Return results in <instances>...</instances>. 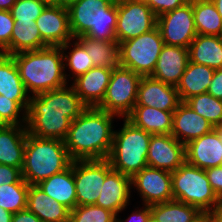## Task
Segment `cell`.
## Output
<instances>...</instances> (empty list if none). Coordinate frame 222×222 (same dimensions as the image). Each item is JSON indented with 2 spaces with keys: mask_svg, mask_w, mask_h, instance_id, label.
Instances as JSON below:
<instances>
[{
  "mask_svg": "<svg viewBox=\"0 0 222 222\" xmlns=\"http://www.w3.org/2000/svg\"><path fill=\"white\" fill-rule=\"evenodd\" d=\"M27 127L0 125V164L22 169Z\"/></svg>",
  "mask_w": 222,
  "mask_h": 222,
  "instance_id": "cell-22",
  "label": "cell"
},
{
  "mask_svg": "<svg viewBox=\"0 0 222 222\" xmlns=\"http://www.w3.org/2000/svg\"><path fill=\"white\" fill-rule=\"evenodd\" d=\"M185 162L200 169L222 166V125L185 145Z\"/></svg>",
  "mask_w": 222,
  "mask_h": 222,
  "instance_id": "cell-14",
  "label": "cell"
},
{
  "mask_svg": "<svg viewBox=\"0 0 222 222\" xmlns=\"http://www.w3.org/2000/svg\"><path fill=\"white\" fill-rule=\"evenodd\" d=\"M12 222H42L34 213L27 208L13 214Z\"/></svg>",
  "mask_w": 222,
  "mask_h": 222,
  "instance_id": "cell-45",
  "label": "cell"
},
{
  "mask_svg": "<svg viewBox=\"0 0 222 222\" xmlns=\"http://www.w3.org/2000/svg\"><path fill=\"white\" fill-rule=\"evenodd\" d=\"M197 34L222 36V18L211 0L192 2Z\"/></svg>",
  "mask_w": 222,
  "mask_h": 222,
  "instance_id": "cell-32",
  "label": "cell"
},
{
  "mask_svg": "<svg viewBox=\"0 0 222 222\" xmlns=\"http://www.w3.org/2000/svg\"><path fill=\"white\" fill-rule=\"evenodd\" d=\"M49 47L41 38L35 21H15L10 38V55Z\"/></svg>",
  "mask_w": 222,
  "mask_h": 222,
  "instance_id": "cell-29",
  "label": "cell"
},
{
  "mask_svg": "<svg viewBox=\"0 0 222 222\" xmlns=\"http://www.w3.org/2000/svg\"><path fill=\"white\" fill-rule=\"evenodd\" d=\"M207 93L222 100V68L215 70Z\"/></svg>",
  "mask_w": 222,
  "mask_h": 222,
  "instance_id": "cell-43",
  "label": "cell"
},
{
  "mask_svg": "<svg viewBox=\"0 0 222 222\" xmlns=\"http://www.w3.org/2000/svg\"><path fill=\"white\" fill-rule=\"evenodd\" d=\"M213 129L205 118L198 115L185 102H181L173 112L171 135L184 145Z\"/></svg>",
  "mask_w": 222,
  "mask_h": 222,
  "instance_id": "cell-20",
  "label": "cell"
},
{
  "mask_svg": "<svg viewBox=\"0 0 222 222\" xmlns=\"http://www.w3.org/2000/svg\"><path fill=\"white\" fill-rule=\"evenodd\" d=\"M123 120V127L114 131L107 160L113 170L132 177L148 167L147 154L152 134L134 126L126 118Z\"/></svg>",
  "mask_w": 222,
  "mask_h": 222,
  "instance_id": "cell-6",
  "label": "cell"
},
{
  "mask_svg": "<svg viewBox=\"0 0 222 222\" xmlns=\"http://www.w3.org/2000/svg\"><path fill=\"white\" fill-rule=\"evenodd\" d=\"M76 39L85 47L94 67L113 69L119 65L117 41L95 40L85 36Z\"/></svg>",
  "mask_w": 222,
  "mask_h": 222,
  "instance_id": "cell-31",
  "label": "cell"
},
{
  "mask_svg": "<svg viewBox=\"0 0 222 222\" xmlns=\"http://www.w3.org/2000/svg\"><path fill=\"white\" fill-rule=\"evenodd\" d=\"M157 26V16L144 0H117V43L128 41Z\"/></svg>",
  "mask_w": 222,
  "mask_h": 222,
  "instance_id": "cell-10",
  "label": "cell"
},
{
  "mask_svg": "<svg viewBox=\"0 0 222 222\" xmlns=\"http://www.w3.org/2000/svg\"><path fill=\"white\" fill-rule=\"evenodd\" d=\"M157 28L164 44L189 48L197 35L192 3H185L158 16Z\"/></svg>",
  "mask_w": 222,
  "mask_h": 222,
  "instance_id": "cell-12",
  "label": "cell"
},
{
  "mask_svg": "<svg viewBox=\"0 0 222 222\" xmlns=\"http://www.w3.org/2000/svg\"><path fill=\"white\" fill-rule=\"evenodd\" d=\"M222 18V0H211Z\"/></svg>",
  "mask_w": 222,
  "mask_h": 222,
  "instance_id": "cell-50",
  "label": "cell"
},
{
  "mask_svg": "<svg viewBox=\"0 0 222 222\" xmlns=\"http://www.w3.org/2000/svg\"><path fill=\"white\" fill-rule=\"evenodd\" d=\"M181 103L175 86L151 76L140 80L135 106H150L163 111H174Z\"/></svg>",
  "mask_w": 222,
  "mask_h": 222,
  "instance_id": "cell-17",
  "label": "cell"
},
{
  "mask_svg": "<svg viewBox=\"0 0 222 222\" xmlns=\"http://www.w3.org/2000/svg\"><path fill=\"white\" fill-rule=\"evenodd\" d=\"M0 95L17 101L26 111L29 107L28 95L12 55L0 53Z\"/></svg>",
  "mask_w": 222,
  "mask_h": 222,
  "instance_id": "cell-23",
  "label": "cell"
},
{
  "mask_svg": "<svg viewBox=\"0 0 222 222\" xmlns=\"http://www.w3.org/2000/svg\"><path fill=\"white\" fill-rule=\"evenodd\" d=\"M210 215L212 222H222V197L219 198L214 211Z\"/></svg>",
  "mask_w": 222,
  "mask_h": 222,
  "instance_id": "cell-46",
  "label": "cell"
},
{
  "mask_svg": "<svg viewBox=\"0 0 222 222\" xmlns=\"http://www.w3.org/2000/svg\"><path fill=\"white\" fill-rule=\"evenodd\" d=\"M37 186L70 211L77 206L73 161L67 169L39 182Z\"/></svg>",
  "mask_w": 222,
  "mask_h": 222,
  "instance_id": "cell-26",
  "label": "cell"
},
{
  "mask_svg": "<svg viewBox=\"0 0 222 222\" xmlns=\"http://www.w3.org/2000/svg\"><path fill=\"white\" fill-rule=\"evenodd\" d=\"M72 161L64 140L39 138L27 133L21 172L29 185H37L67 169Z\"/></svg>",
  "mask_w": 222,
  "mask_h": 222,
  "instance_id": "cell-5",
  "label": "cell"
},
{
  "mask_svg": "<svg viewBox=\"0 0 222 222\" xmlns=\"http://www.w3.org/2000/svg\"><path fill=\"white\" fill-rule=\"evenodd\" d=\"M26 112L17 101L0 95V125L25 126ZM21 114L23 116H21Z\"/></svg>",
  "mask_w": 222,
  "mask_h": 222,
  "instance_id": "cell-37",
  "label": "cell"
},
{
  "mask_svg": "<svg viewBox=\"0 0 222 222\" xmlns=\"http://www.w3.org/2000/svg\"><path fill=\"white\" fill-rule=\"evenodd\" d=\"M144 208H138L135 212H132V214L126 219L121 220L119 219V216H117L116 222H148V219L151 216V210L150 205H144Z\"/></svg>",
  "mask_w": 222,
  "mask_h": 222,
  "instance_id": "cell-44",
  "label": "cell"
},
{
  "mask_svg": "<svg viewBox=\"0 0 222 222\" xmlns=\"http://www.w3.org/2000/svg\"><path fill=\"white\" fill-rule=\"evenodd\" d=\"M112 69L93 67L73 79L72 86L88 107H97L105 97Z\"/></svg>",
  "mask_w": 222,
  "mask_h": 222,
  "instance_id": "cell-21",
  "label": "cell"
},
{
  "mask_svg": "<svg viewBox=\"0 0 222 222\" xmlns=\"http://www.w3.org/2000/svg\"><path fill=\"white\" fill-rule=\"evenodd\" d=\"M27 93L38 95L59 89L69 82L61 47H46L12 55ZM68 80V81H67Z\"/></svg>",
  "mask_w": 222,
  "mask_h": 222,
  "instance_id": "cell-3",
  "label": "cell"
},
{
  "mask_svg": "<svg viewBox=\"0 0 222 222\" xmlns=\"http://www.w3.org/2000/svg\"><path fill=\"white\" fill-rule=\"evenodd\" d=\"M115 117L118 118L97 107H88L71 121L64 140L70 158L73 161L107 159L112 148Z\"/></svg>",
  "mask_w": 222,
  "mask_h": 222,
  "instance_id": "cell-2",
  "label": "cell"
},
{
  "mask_svg": "<svg viewBox=\"0 0 222 222\" xmlns=\"http://www.w3.org/2000/svg\"><path fill=\"white\" fill-rule=\"evenodd\" d=\"M185 103L213 127L222 125L221 99L215 98L209 93H203L190 97Z\"/></svg>",
  "mask_w": 222,
  "mask_h": 222,
  "instance_id": "cell-33",
  "label": "cell"
},
{
  "mask_svg": "<svg viewBox=\"0 0 222 222\" xmlns=\"http://www.w3.org/2000/svg\"><path fill=\"white\" fill-rule=\"evenodd\" d=\"M144 2L157 17L187 3L185 0H144Z\"/></svg>",
  "mask_w": 222,
  "mask_h": 222,
  "instance_id": "cell-40",
  "label": "cell"
},
{
  "mask_svg": "<svg viewBox=\"0 0 222 222\" xmlns=\"http://www.w3.org/2000/svg\"><path fill=\"white\" fill-rule=\"evenodd\" d=\"M173 112L150 106H134L126 119L152 135L171 134Z\"/></svg>",
  "mask_w": 222,
  "mask_h": 222,
  "instance_id": "cell-25",
  "label": "cell"
},
{
  "mask_svg": "<svg viewBox=\"0 0 222 222\" xmlns=\"http://www.w3.org/2000/svg\"><path fill=\"white\" fill-rule=\"evenodd\" d=\"M87 108L75 88L68 84L30 96L26 112L27 132L39 138L65 140L71 121Z\"/></svg>",
  "mask_w": 222,
  "mask_h": 222,
  "instance_id": "cell-1",
  "label": "cell"
},
{
  "mask_svg": "<svg viewBox=\"0 0 222 222\" xmlns=\"http://www.w3.org/2000/svg\"><path fill=\"white\" fill-rule=\"evenodd\" d=\"M73 38L117 41V0H78L68 7Z\"/></svg>",
  "mask_w": 222,
  "mask_h": 222,
  "instance_id": "cell-4",
  "label": "cell"
},
{
  "mask_svg": "<svg viewBox=\"0 0 222 222\" xmlns=\"http://www.w3.org/2000/svg\"><path fill=\"white\" fill-rule=\"evenodd\" d=\"M188 49L189 61L215 70L222 68V36L197 34Z\"/></svg>",
  "mask_w": 222,
  "mask_h": 222,
  "instance_id": "cell-28",
  "label": "cell"
},
{
  "mask_svg": "<svg viewBox=\"0 0 222 222\" xmlns=\"http://www.w3.org/2000/svg\"><path fill=\"white\" fill-rule=\"evenodd\" d=\"M27 209L42 222H69L70 210L49 197L37 185H29Z\"/></svg>",
  "mask_w": 222,
  "mask_h": 222,
  "instance_id": "cell-24",
  "label": "cell"
},
{
  "mask_svg": "<svg viewBox=\"0 0 222 222\" xmlns=\"http://www.w3.org/2000/svg\"><path fill=\"white\" fill-rule=\"evenodd\" d=\"M47 5H57V0H41Z\"/></svg>",
  "mask_w": 222,
  "mask_h": 222,
  "instance_id": "cell-52",
  "label": "cell"
},
{
  "mask_svg": "<svg viewBox=\"0 0 222 222\" xmlns=\"http://www.w3.org/2000/svg\"><path fill=\"white\" fill-rule=\"evenodd\" d=\"M131 187L138 190L142 205H153L174 199L171 172L166 170L143 168L131 177Z\"/></svg>",
  "mask_w": 222,
  "mask_h": 222,
  "instance_id": "cell-13",
  "label": "cell"
},
{
  "mask_svg": "<svg viewBox=\"0 0 222 222\" xmlns=\"http://www.w3.org/2000/svg\"><path fill=\"white\" fill-rule=\"evenodd\" d=\"M13 213L0 207V222H12Z\"/></svg>",
  "mask_w": 222,
  "mask_h": 222,
  "instance_id": "cell-47",
  "label": "cell"
},
{
  "mask_svg": "<svg viewBox=\"0 0 222 222\" xmlns=\"http://www.w3.org/2000/svg\"><path fill=\"white\" fill-rule=\"evenodd\" d=\"M46 6L41 0H16L10 12L14 21H36Z\"/></svg>",
  "mask_w": 222,
  "mask_h": 222,
  "instance_id": "cell-38",
  "label": "cell"
},
{
  "mask_svg": "<svg viewBox=\"0 0 222 222\" xmlns=\"http://www.w3.org/2000/svg\"><path fill=\"white\" fill-rule=\"evenodd\" d=\"M131 189V177L112 169L106 175L95 205L119 216V213L129 205Z\"/></svg>",
  "mask_w": 222,
  "mask_h": 222,
  "instance_id": "cell-18",
  "label": "cell"
},
{
  "mask_svg": "<svg viewBox=\"0 0 222 222\" xmlns=\"http://www.w3.org/2000/svg\"><path fill=\"white\" fill-rule=\"evenodd\" d=\"M209 183L218 198L222 197V166L205 170Z\"/></svg>",
  "mask_w": 222,
  "mask_h": 222,
  "instance_id": "cell-42",
  "label": "cell"
},
{
  "mask_svg": "<svg viewBox=\"0 0 222 222\" xmlns=\"http://www.w3.org/2000/svg\"><path fill=\"white\" fill-rule=\"evenodd\" d=\"M184 162V144L171 134L151 135L147 154L148 167L174 172Z\"/></svg>",
  "mask_w": 222,
  "mask_h": 222,
  "instance_id": "cell-15",
  "label": "cell"
},
{
  "mask_svg": "<svg viewBox=\"0 0 222 222\" xmlns=\"http://www.w3.org/2000/svg\"><path fill=\"white\" fill-rule=\"evenodd\" d=\"M16 0H0V10L10 11Z\"/></svg>",
  "mask_w": 222,
  "mask_h": 222,
  "instance_id": "cell-48",
  "label": "cell"
},
{
  "mask_svg": "<svg viewBox=\"0 0 222 222\" xmlns=\"http://www.w3.org/2000/svg\"><path fill=\"white\" fill-rule=\"evenodd\" d=\"M111 170L110 162L107 159L73 161L78 206L95 205L106 175Z\"/></svg>",
  "mask_w": 222,
  "mask_h": 222,
  "instance_id": "cell-11",
  "label": "cell"
},
{
  "mask_svg": "<svg viewBox=\"0 0 222 222\" xmlns=\"http://www.w3.org/2000/svg\"><path fill=\"white\" fill-rule=\"evenodd\" d=\"M77 1L78 0H57V5L68 8L71 4Z\"/></svg>",
  "mask_w": 222,
  "mask_h": 222,
  "instance_id": "cell-49",
  "label": "cell"
},
{
  "mask_svg": "<svg viewBox=\"0 0 222 222\" xmlns=\"http://www.w3.org/2000/svg\"><path fill=\"white\" fill-rule=\"evenodd\" d=\"M214 72L213 68L188 61L180 82L176 86L181 102H185L192 96L207 93Z\"/></svg>",
  "mask_w": 222,
  "mask_h": 222,
  "instance_id": "cell-27",
  "label": "cell"
},
{
  "mask_svg": "<svg viewBox=\"0 0 222 222\" xmlns=\"http://www.w3.org/2000/svg\"><path fill=\"white\" fill-rule=\"evenodd\" d=\"M117 216L96 205L76 206L70 211L69 222H116Z\"/></svg>",
  "mask_w": 222,
  "mask_h": 222,
  "instance_id": "cell-36",
  "label": "cell"
},
{
  "mask_svg": "<svg viewBox=\"0 0 222 222\" xmlns=\"http://www.w3.org/2000/svg\"><path fill=\"white\" fill-rule=\"evenodd\" d=\"M35 22L41 38L48 46L60 47L70 40H75L69 27L67 7L47 5Z\"/></svg>",
  "mask_w": 222,
  "mask_h": 222,
  "instance_id": "cell-16",
  "label": "cell"
},
{
  "mask_svg": "<svg viewBox=\"0 0 222 222\" xmlns=\"http://www.w3.org/2000/svg\"><path fill=\"white\" fill-rule=\"evenodd\" d=\"M188 61V48L164 44L151 77L176 87Z\"/></svg>",
  "mask_w": 222,
  "mask_h": 222,
  "instance_id": "cell-19",
  "label": "cell"
},
{
  "mask_svg": "<svg viewBox=\"0 0 222 222\" xmlns=\"http://www.w3.org/2000/svg\"><path fill=\"white\" fill-rule=\"evenodd\" d=\"M150 210L158 222H196L203 215L197 207L174 199L150 205Z\"/></svg>",
  "mask_w": 222,
  "mask_h": 222,
  "instance_id": "cell-30",
  "label": "cell"
},
{
  "mask_svg": "<svg viewBox=\"0 0 222 222\" xmlns=\"http://www.w3.org/2000/svg\"><path fill=\"white\" fill-rule=\"evenodd\" d=\"M187 3H192V2H196V1H199V0H185Z\"/></svg>",
  "mask_w": 222,
  "mask_h": 222,
  "instance_id": "cell-54",
  "label": "cell"
},
{
  "mask_svg": "<svg viewBox=\"0 0 222 222\" xmlns=\"http://www.w3.org/2000/svg\"><path fill=\"white\" fill-rule=\"evenodd\" d=\"M196 222H212L210 214H203Z\"/></svg>",
  "mask_w": 222,
  "mask_h": 222,
  "instance_id": "cell-51",
  "label": "cell"
},
{
  "mask_svg": "<svg viewBox=\"0 0 222 222\" xmlns=\"http://www.w3.org/2000/svg\"><path fill=\"white\" fill-rule=\"evenodd\" d=\"M71 41L72 40L68 41L60 47L63 53V60L65 61L64 69L68 67L70 69L69 71L72 73V77L76 79L78 76L86 73L94 66L92 59L88 55L85 47L77 39L73 42L74 44H71ZM70 47L73 49L70 50V52H67L68 54H66V50L70 49Z\"/></svg>",
  "mask_w": 222,
  "mask_h": 222,
  "instance_id": "cell-34",
  "label": "cell"
},
{
  "mask_svg": "<svg viewBox=\"0 0 222 222\" xmlns=\"http://www.w3.org/2000/svg\"><path fill=\"white\" fill-rule=\"evenodd\" d=\"M29 184L21 178L17 183L0 186V207L11 213L27 208Z\"/></svg>",
  "mask_w": 222,
  "mask_h": 222,
  "instance_id": "cell-35",
  "label": "cell"
},
{
  "mask_svg": "<svg viewBox=\"0 0 222 222\" xmlns=\"http://www.w3.org/2000/svg\"><path fill=\"white\" fill-rule=\"evenodd\" d=\"M148 222H158L152 215L148 219Z\"/></svg>",
  "mask_w": 222,
  "mask_h": 222,
  "instance_id": "cell-53",
  "label": "cell"
},
{
  "mask_svg": "<svg viewBox=\"0 0 222 222\" xmlns=\"http://www.w3.org/2000/svg\"><path fill=\"white\" fill-rule=\"evenodd\" d=\"M14 24L11 12L0 10V53L10 55V38Z\"/></svg>",
  "mask_w": 222,
  "mask_h": 222,
  "instance_id": "cell-39",
  "label": "cell"
},
{
  "mask_svg": "<svg viewBox=\"0 0 222 222\" xmlns=\"http://www.w3.org/2000/svg\"><path fill=\"white\" fill-rule=\"evenodd\" d=\"M142 76L123 66L112 69L106 94L98 109L126 118L136 104Z\"/></svg>",
  "mask_w": 222,
  "mask_h": 222,
  "instance_id": "cell-9",
  "label": "cell"
},
{
  "mask_svg": "<svg viewBox=\"0 0 222 222\" xmlns=\"http://www.w3.org/2000/svg\"><path fill=\"white\" fill-rule=\"evenodd\" d=\"M164 41L157 26L138 37L118 43L119 65L140 76H151Z\"/></svg>",
  "mask_w": 222,
  "mask_h": 222,
  "instance_id": "cell-8",
  "label": "cell"
},
{
  "mask_svg": "<svg viewBox=\"0 0 222 222\" xmlns=\"http://www.w3.org/2000/svg\"><path fill=\"white\" fill-rule=\"evenodd\" d=\"M174 200L197 207L203 214H211L219 198L214 193L204 169L184 162L171 172Z\"/></svg>",
  "mask_w": 222,
  "mask_h": 222,
  "instance_id": "cell-7",
  "label": "cell"
},
{
  "mask_svg": "<svg viewBox=\"0 0 222 222\" xmlns=\"http://www.w3.org/2000/svg\"><path fill=\"white\" fill-rule=\"evenodd\" d=\"M22 178L20 168L0 164V186L17 183Z\"/></svg>",
  "mask_w": 222,
  "mask_h": 222,
  "instance_id": "cell-41",
  "label": "cell"
}]
</instances>
